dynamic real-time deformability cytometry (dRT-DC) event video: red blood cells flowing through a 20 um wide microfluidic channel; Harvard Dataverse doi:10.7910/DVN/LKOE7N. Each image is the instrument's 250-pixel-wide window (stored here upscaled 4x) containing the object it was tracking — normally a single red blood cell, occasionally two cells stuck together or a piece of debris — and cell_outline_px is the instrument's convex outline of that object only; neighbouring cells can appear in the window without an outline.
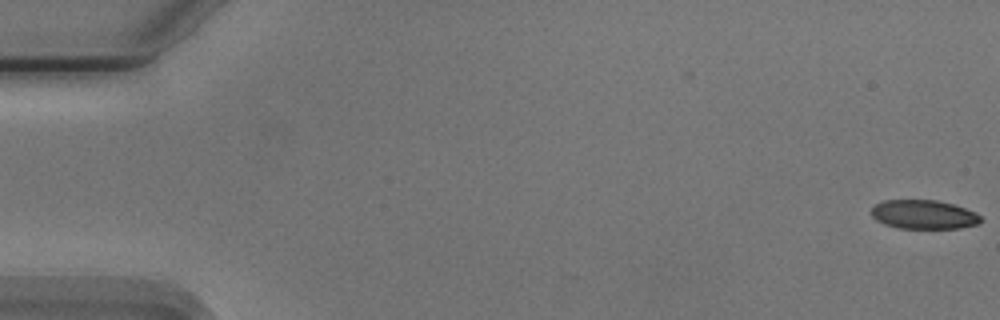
{"species": "Egyptian fruit bat (a non-hibernating species)", "species_latin": "Rousettus aegyptiacus", "temperature_condition": "cold", "stored_images_in_passage": 55, "camera_frame_rate_fps": 3000, "um_per_image_px": 0.085, "animal": {"sex": "male"}, "frame": {"image": 1, "passage_image": 1, "time_ms": 0.0, "image_size_px": [1000, 320], "cell_outline_px": [[984, 220], [976, 224], [960, 228], [896, 228], [884, 224], [876, 220], [872, 216], [872, 208], [876, 204], [884, 200], [936, 200], [952, 204], [976, 212]], "centroid_in_image_um": [78.52, 18.24], "position_along_channel_um": 6.5, "area_um2": 18.44}}
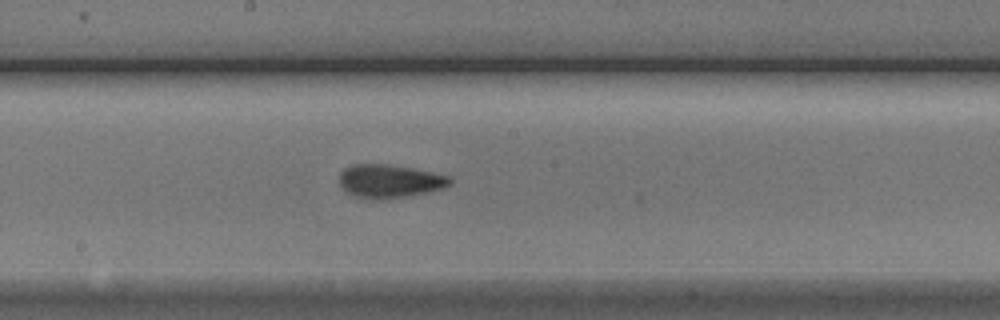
{"frame": {"image": 2, "passage_image": 30, "time_ms": 9.667, "image_size_px": [1000, 320], "cell_outline_px": [[452, 184], [444, 188], [428, 192], [408, 196], [384, 200], [372, 200], [356, 196], [344, 192], [340, 184], [340, 172], [344, 168], [352, 164], [388, 164], [412, 168], [432, 172], [448, 176], [452, 180]], "centroid_in_image_um": [33.1, 15.41], "position_along_channel_um": 215.1, "area_um2": 21.79}}
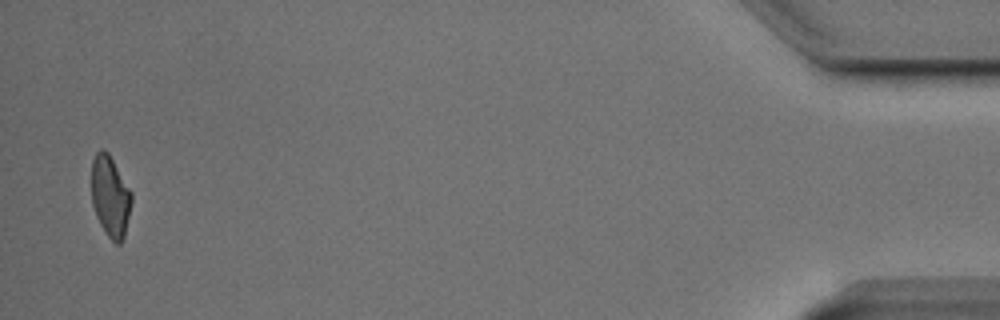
{"frame": {"image": 3, "passage_image": 54, "time_ms": 17.667, "image_size_px": [1000, 320], "cell_outline_px": [[132, 200], [124, 236], [120, 244], [116, 244], [108, 236], [100, 224], [96, 216], [92, 204], [92, 160], [96, 152], [100, 148], [104, 148], [108, 152], [132, 192]], "centroid_in_image_um": [9.37, 16.66], "position_along_channel_um": 425.8, "area_um2": 18.9}, "authors_computed_cell_mechanics": {"area_um2": 20.4034, "velocity_mm_per_s": 3.7514, "shape_relaxation_time_tau1_ms": 4.708, "shape_relaxation_time_tau2_ms": 2.0471, "deformation_change_tau1": 0.1417, "deformation_change_tau2": 0.0821}}